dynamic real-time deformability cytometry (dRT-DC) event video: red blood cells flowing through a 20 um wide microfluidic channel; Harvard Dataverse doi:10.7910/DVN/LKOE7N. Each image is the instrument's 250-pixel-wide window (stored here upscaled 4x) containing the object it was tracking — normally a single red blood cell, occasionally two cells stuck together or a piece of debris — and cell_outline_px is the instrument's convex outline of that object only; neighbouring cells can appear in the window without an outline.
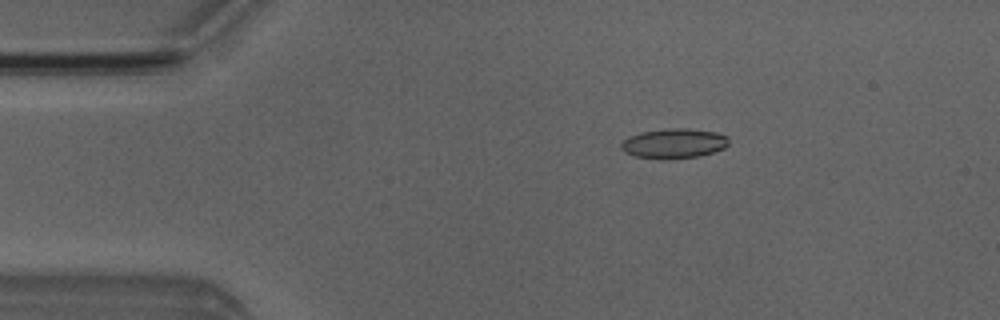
{"species": "Egyptian fruit bat (a non-hibernating species)", "species_latin": "Rousettus aegyptiacus", "temperature_condition": "room temperature", "stored_images_in_passage": 5, "camera_frame_rate_fps": 3000, "um_per_image_px": 0.085, "animal": {"sex": "male"}, "frame": {"image": 1, "passage_image": 3, "time_ms": 2.0, "image_size_px": [1000, 320], "cell_outline_px": [[728, 144], [724, 148], [700, 156], [668, 160], [660, 160], [636, 156], [624, 152], [620, 148], [620, 144], [628, 136], [640, 132], [664, 128], [688, 128], [716, 132], [728, 136]], "centroid_in_image_um": [57.25, 12.19], "position_along_channel_um": 27.7, "area_um2": 19.07}}